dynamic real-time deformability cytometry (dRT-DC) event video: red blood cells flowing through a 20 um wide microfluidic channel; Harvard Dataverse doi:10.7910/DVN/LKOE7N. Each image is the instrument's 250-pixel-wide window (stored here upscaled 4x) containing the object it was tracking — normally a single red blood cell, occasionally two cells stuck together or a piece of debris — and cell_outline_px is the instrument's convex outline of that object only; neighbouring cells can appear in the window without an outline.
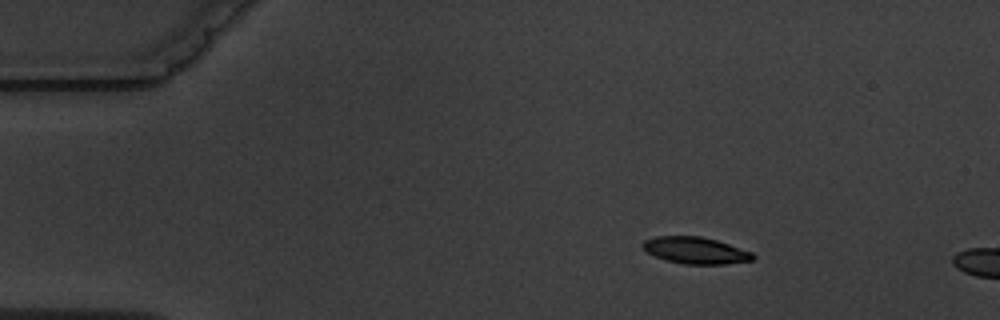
{"species": "common noctule bat (a hibernating species)", "species_latin": "Nyctalus noctula", "temperature_condition": "warm", "stored_images_in_passage": 4, "camera_frame_rate_fps": 3000, "um_per_image_px": 0.085, "animal": {"sex": "male", "body_mass_g": 19.5, "forearm_length_mm": 54.6}, "frame": {"image": 1, "passage_image": 2, "time_ms": 1.333, "image_size_px": [1000, 320], "cell_outline_px": [[756, 256], [752, 260], [724, 264], [684, 264], [668, 260], [656, 256], [648, 252], [640, 244], [644, 240], [656, 236], [700, 236], [716, 240], [752, 252]], "centroid_in_image_um": [59.12, 21.28], "position_along_channel_um": 25.9, "area_um2": 16.94}}